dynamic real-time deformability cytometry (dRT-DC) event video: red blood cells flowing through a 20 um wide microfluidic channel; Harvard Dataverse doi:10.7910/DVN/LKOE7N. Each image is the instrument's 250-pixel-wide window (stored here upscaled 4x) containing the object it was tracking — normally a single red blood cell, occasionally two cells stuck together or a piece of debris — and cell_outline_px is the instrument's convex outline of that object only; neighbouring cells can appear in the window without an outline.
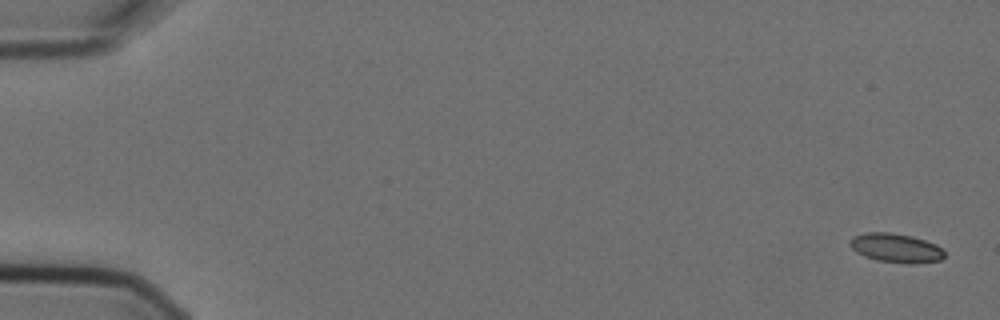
{"species": "Egyptian fruit bat (a non-hibernating species)", "species_latin": "Rousettus aegyptiacus", "temperature_condition": "cold", "stored_images_in_passage": 15, "camera_frame_rate_fps": 3000, "um_per_image_px": 0.085, "animal": {"sex": "female"}, "frame": {"image": 1, "passage_image": 1, "time_ms": 0.0, "image_size_px": [1000, 320], "cell_outline_px": [[944, 256], [940, 260], [876, 260], [864, 256], [856, 252], [848, 244], [848, 240], [852, 236], [864, 232], [888, 232], [912, 236], [936, 244], [944, 248]], "centroid_in_image_um": [76.05, 21.0], "position_along_channel_um": 8.9, "area_um2": 15.26}}
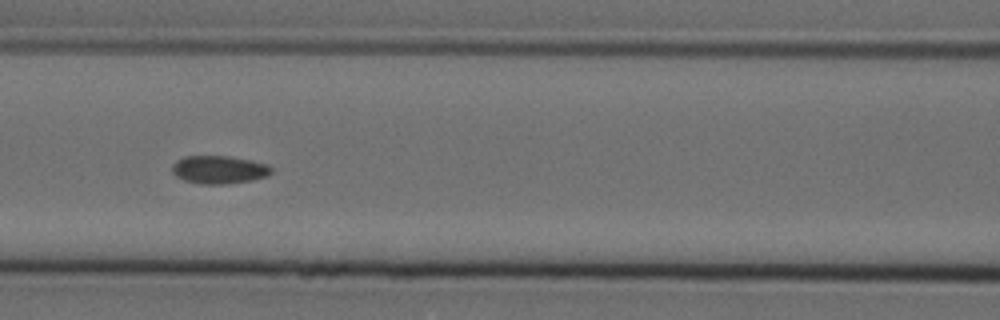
{"frame": {"image": 2, "passage_image": 7, "time_ms": 2.0, "image_size_px": [1000, 320], "cell_outline_px": [[272, 172], [268, 176], [252, 180], [224, 184], [200, 184], [184, 180], [176, 176], [172, 172], [172, 164], [176, 160], [184, 156], [228, 156], [252, 160], [268, 164], [272, 168]], "centroid_in_image_um": [18.62, 14.42], "position_along_channel_um": 148.0, "area_um2": 16.36}}
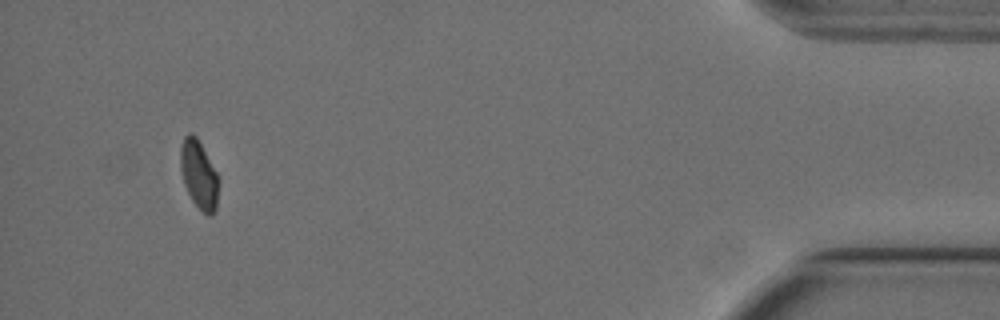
{"frame": {"image": 3, "passage_image": 14, "time_ms": 4.333, "image_size_px": [1000, 320], "cell_outline_px": [[220, 180], [216, 208], [212, 216], [208, 216], [192, 200], [184, 184], [180, 168], [180, 144], [184, 136], [188, 132], [192, 132], [196, 136], [216, 172]], "centroid_in_image_um": [16.9, 14.82], "position_along_channel_um": 418.3, "area_um2": 15.26}}